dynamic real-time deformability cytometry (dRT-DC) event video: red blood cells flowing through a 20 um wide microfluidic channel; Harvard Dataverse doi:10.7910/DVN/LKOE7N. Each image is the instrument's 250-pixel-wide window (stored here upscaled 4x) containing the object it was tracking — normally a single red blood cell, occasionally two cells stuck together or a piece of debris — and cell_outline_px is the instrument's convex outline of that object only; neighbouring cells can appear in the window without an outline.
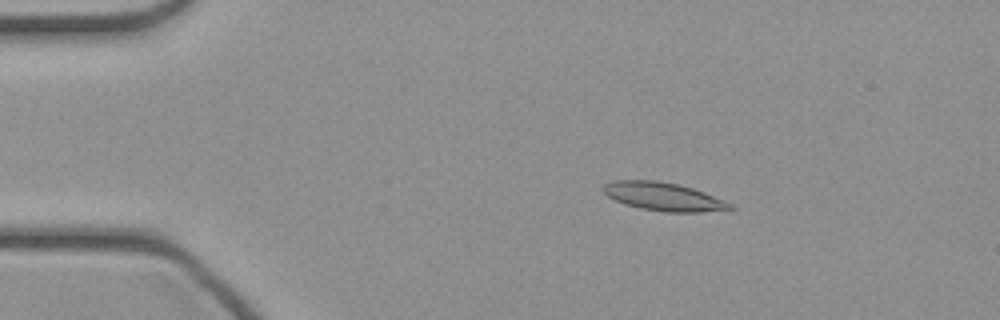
{"species": "common noctule bat (a hibernating species)", "species_latin": "Nyctalus noctula", "temperature_condition": "cold", "stored_images_in_passage": 45, "camera_frame_rate_fps": 3000, "um_per_image_px": 0.085, "animal": {"sex": "female", "body_mass_g": 21.9}, "frame": {"image": 1, "passage_image": 7, "time_ms": 2.0, "image_size_px": [1000, 320], "cell_outline_px": [[736, 208], [700, 212], [664, 212], [640, 208], [624, 204], [608, 196], [600, 188], [604, 184], [612, 180], [656, 180], [680, 184], [704, 192], [724, 200], [732, 204]], "centroid_in_image_um": [56.37, 16.7], "position_along_channel_um": 28.6, "area_um2": 20.98}}
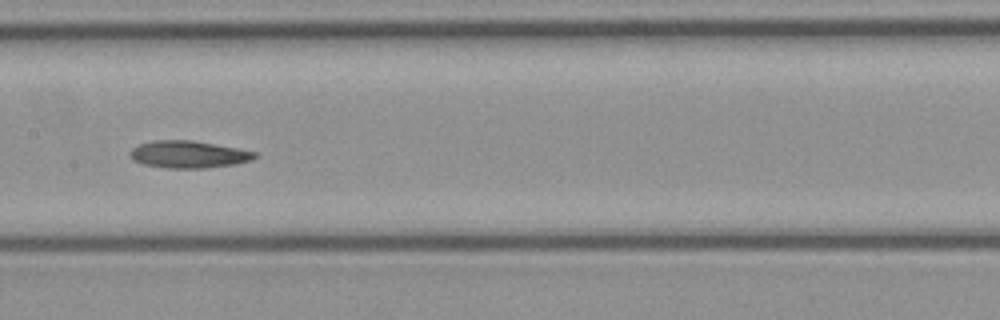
{"frame": {"image": 2, "passage_image": 22, "time_ms": 7.0, "image_size_px": [1000, 320], "cell_outline_px": [[260, 156], [252, 160], [232, 164], [208, 168], [168, 168], [144, 164], [136, 160], [128, 152], [132, 148], [140, 144], [152, 140], [192, 140], [240, 148], [260, 152]], "centroid_in_image_um": [16.11, 13.11], "position_along_channel_um": 191.3, "area_um2": 19.88}}
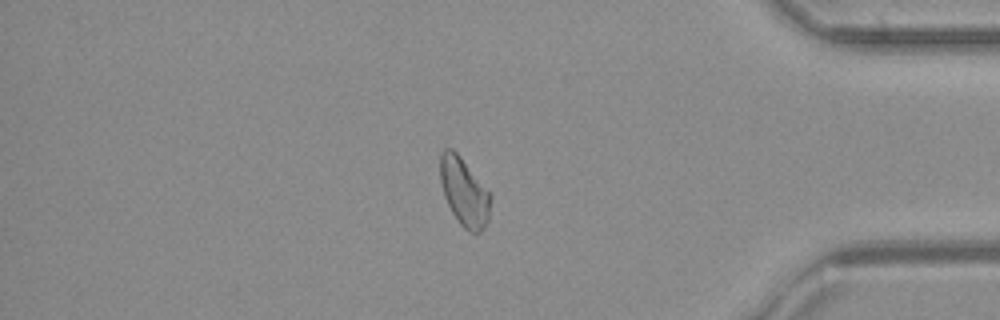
{"frame": {"image": 3, "passage_image": 38, "time_ms": 12.333, "image_size_px": [1000, 320], "cell_outline_px": [[492, 196], [488, 220], [484, 228], [480, 232], [468, 232], [460, 224], [452, 212], [444, 196], [440, 180], [440, 152], [444, 148], [452, 148], [460, 156], [492, 192]], "centroid_in_image_um": [39.48, 16.3], "position_along_channel_um": 395.7, "area_um2": 20.35}}